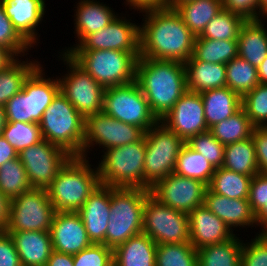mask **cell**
Returning <instances> with one entry per match:
<instances>
[{"instance_id":"cell-7","label":"cell","mask_w":267,"mask_h":266,"mask_svg":"<svg viewBox=\"0 0 267 266\" xmlns=\"http://www.w3.org/2000/svg\"><path fill=\"white\" fill-rule=\"evenodd\" d=\"M43 68L40 63L24 81L22 90L5 104L7 121H41L44 111L60 92L57 76L56 79L46 76Z\"/></svg>"},{"instance_id":"cell-17","label":"cell","mask_w":267,"mask_h":266,"mask_svg":"<svg viewBox=\"0 0 267 266\" xmlns=\"http://www.w3.org/2000/svg\"><path fill=\"white\" fill-rule=\"evenodd\" d=\"M117 16L110 24L88 34L72 51L119 50L140 53V24Z\"/></svg>"},{"instance_id":"cell-4","label":"cell","mask_w":267,"mask_h":266,"mask_svg":"<svg viewBox=\"0 0 267 266\" xmlns=\"http://www.w3.org/2000/svg\"><path fill=\"white\" fill-rule=\"evenodd\" d=\"M43 139L63 148L73 157H81L85 136V118L59 92L39 122Z\"/></svg>"},{"instance_id":"cell-6","label":"cell","mask_w":267,"mask_h":266,"mask_svg":"<svg viewBox=\"0 0 267 266\" xmlns=\"http://www.w3.org/2000/svg\"><path fill=\"white\" fill-rule=\"evenodd\" d=\"M150 190L111 187L110 216L105 245L114 249L129 238L142 233L143 213Z\"/></svg>"},{"instance_id":"cell-42","label":"cell","mask_w":267,"mask_h":266,"mask_svg":"<svg viewBox=\"0 0 267 266\" xmlns=\"http://www.w3.org/2000/svg\"><path fill=\"white\" fill-rule=\"evenodd\" d=\"M18 154L25 148L43 140L39 123L7 121L1 134Z\"/></svg>"},{"instance_id":"cell-34","label":"cell","mask_w":267,"mask_h":266,"mask_svg":"<svg viewBox=\"0 0 267 266\" xmlns=\"http://www.w3.org/2000/svg\"><path fill=\"white\" fill-rule=\"evenodd\" d=\"M252 177L224 167L216 168L210 184L213 193L232 199H248Z\"/></svg>"},{"instance_id":"cell-21","label":"cell","mask_w":267,"mask_h":266,"mask_svg":"<svg viewBox=\"0 0 267 266\" xmlns=\"http://www.w3.org/2000/svg\"><path fill=\"white\" fill-rule=\"evenodd\" d=\"M111 187L99 184L77 211L92 243L104 244L110 216Z\"/></svg>"},{"instance_id":"cell-19","label":"cell","mask_w":267,"mask_h":266,"mask_svg":"<svg viewBox=\"0 0 267 266\" xmlns=\"http://www.w3.org/2000/svg\"><path fill=\"white\" fill-rule=\"evenodd\" d=\"M50 235L53 250L60 253L74 255L92 244L77 212L56 211Z\"/></svg>"},{"instance_id":"cell-58","label":"cell","mask_w":267,"mask_h":266,"mask_svg":"<svg viewBox=\"0 0 267 266\" xmlns=\"http://www.w3.org/2000/svg\"><path fill=\"white\" fill-rule=\"evenodd\" d=\"M260 1V19L267 20V0H259Z\"/></svg>"},{"instance_id":"cell-22","label":"cell","mask_w":267,"mask_h":266,"mask_svg":"<svg viewBox=\"0 0 267 266\" xmlns=\"http://www.w3.org/2000/svg\"><path fill=\"white\" fill-rule=\"evenodd\" d=\"M190 243L196 250L225 242L232 238L235 232L204 205L195 208L189 214Z\"/></svg>"},{"instance_id":"cell-57","label":"cell","mask_w":267,"mask_h":266,"mask_svg":"<svg viewBox=\"0 0 267 266\" xmlns=\"http://www.w3.org/2000/svg\"><path fill=\"white\" fill-rule=\"evenodd\" d=\"M257 71L259 82L267 84V57L258 66Z\"/></svg>"},{"instance_id":"cell-60","label":"cell","mask_w":267,"mask_h":266,"mask_svg":"<svg viewBox=\"0 0 267 266\" xmlns=\"http://www.w3.org/2000/svg\"><path fill=\"white\" fill-rule=\"evenodd\" d=\"M189 1H193V0H170V7L174 8L179 3H184V2H189Z\"/></svg>"},{"instance_id":"cell-40","label":"cell","mask_w":267,"mask_h":266,"mask_svg":"<svg viewBox=\"0 0 267 266\" xmlns=\"http://www.w3.org/2000/svg\"><path fill=\"white\" fill-rule=\"evenodd\" d=\"M156 266H198L197 250L190 242L158 244Z\"/></svg>"},{"instance_id":"cell-29","label":"cell","mask_w":267,"mask_h":266,"mask_svg":"<svg viewBox=\"0 0 267 266\" xmlns=\"http://www.w3.org/2000/svg\"><path fill=\"white\" fill-rule=\"evenodd\" d=\"M200 95L208 128L229 118L242 107V98L227 86L207 90Z\"/></svg>"},{"instance_id":"cell-39","label":"cell","mask_w":267,"mask_h":266,"mask_svg":"<svg viewBox=\"0 0 267 266\" xmlns=\"http://www.w3.org/2000/svg\"><path fill=\"white\" fill-rule=\"evenodd\" d=\"M32 189L19 157L0 166V191L10 200Z\"/></svg>"},{"instance_id":"cell-20","label":"cell","mask_w":267,"mask_h":266,"mask_svg":"<svg viewBox=\"0 0 267 266\" xmlns=\"http://www.w3.org/2000/svg\"><path fill=\"white\" fill-rule=\"evenodd\" d=\"M45 2L46 0H1L13 27L33 48L40 43V34L37 30L40 29V24L47 12Z\"/></svg>"},{"instance_id":"cell-18","label":"cell","mask_w":267,"mask_h":266,"mask_svg":"<svg viewBox=\"0 0 267 266\" xmlns=\"http://www.w3.org/2000/svg\"><path fill=\"white\" fill-rule=\"evenodd\" d=\"M160 121L185 142L191 137L209 130L204 117V105L200 93L188 90Z\"/></svg>"},{"instance_id":"cell-15","label":"cell","mask_w":267,"mask_h":266,"mask_svg":"<svg viewBox=\"0 0 267 266\" xmlns=\"http://www.w3.org/2000/svg\"><path fill=\"white\" fill-rule=\"evenodd\" d=\"M18 157L26 169L32 188L47 189L73 156L63 148L43 139L23 149Z\"/></svg>"},{"instance_id":"cell-11","label":"cell","mask_w":267,"mask_h":266,"mask_svg":"<svg viewBox=\"0 0 267 266\" xmlns=\"http://www.w3.org/2000/svg\"><path fill=\"white\" fill-rule=\"evenodd\" d=\"M103 112L121 122L138 126L144 132L159 121L136 81L106 88Z\"/></svg>"},{"instance_id":"cell-45","label":"cell","mask_w":267,"mask_h":266,"mask_svg":"<svg viewBox=\"0 0 267 266\" xmlns=\"http://www.w3.org/2000/svg\"><path fill=\"white\" fill-rule=\"evenodd\" d=\"M186 143L208 160L215 169L223 166L225 145L209 130L191 137Z\"/></svg>"},{"instance_id":"cell-8","label":"cell","mask_w":267,"mask_h":266,"mask_svg":"<svg viewBox=\"0 0 267 266\" xmlns=\"http://www.w3.org/2000/svg\"><path fill=\"white\" fill-rule=\"evenodd\" d=\"M69 55L105 89L136 80V66L140 53L92 50L71 51Z\"/></svg>"},{"instance_id":"cell-52","label":"cell","mask_w":267,"mask_h":266,"mask_svg":"<svg viewBox=\"0 0 267 266\" xmlns=\"http://www.w3.org/2000/svg\"><path fill=\"white\" fill-rule=\"evenodd\" d=\"M126 6L134 9L135 11H139V13L148 11V10H155L160 8H167L170 6V0H125Z\"/></svg>"},{"instance_id":"cell-23","label":"cell","mask_w":267,"mask_h":266,"mask_svg":"<svg viewBox=\"0 0 267 266\" xmlns=\"http://www.w3.org/2000/svg\"><path fill=\"white\" fill-rule=\"evenodd\" d=\"M204 206L213 212L233 232L238 227L256 228L255 214L248 199H232L213 193L208 187L204 195Z\"/></svg>"},{"instance_id":"cell-35","label":"cell","mask_w":267,"mask_h":266,"mask_svg":"<svg viewBox=\"0 0 267 266\" xmlns=\"http://www.w3.org/2000/svg\"><path fill=\"white\" fill-rule=\"evenodd\" d=\"M254 126L241 107L229 118L209 128L212 135L223 145L243 141L252 137Z\"/></svg>"},{"instance_id":"cell-59","label":"cell","mask_w":267,"mask_h":266,"mask_svg":"<svg viewBox=\"0 0 267 266\" xmlns=\"http://www.w3.org/2000/svg\"><path fill=\"white\" fill-rule=\"evenodd\" d=\"M6 114H5V108L3 106H0V134H2V130L6 125Z\"/></svg>"},{"instance_id":"cell-27","label":"cell","mask_w":267,"mask_h":266,"mask_svg":"<svg viewBox=\"0 0 267 266\" xmlns=\"http://www.w3.org/2000/svg\"><path fill=\"white\" fill-rule=\"evenodd\" d=\"M264 20H247L240 28L237 38L238 56L256 68L267 57V29Z\"/></svg>"},{"instance_id":"cell-41","label":"cell","mask_w":267,"mask_h":266,"mask_svg":"<svg viewBox=\"0 0 267 266\" xmlns=\"http://www.w3.org/2000/svg\"><path fill=\"white\" fill-rule=\"evenodd\" d=\"M246 20L235 13L223 10L217 14L201 33V38L213 40H237L240 28Z\"/></svg>"},{"instance_id":"cell-2","label":"cell","mask_w":267,"mask_h":266,"mask_svg":"<svg viewBox=\"0 0 267 266\" xmlns=\"http://www.w3.org/2000/svg\"><path fill=\"white\" fill-rule=\"evenodd\" d=\"M135 81L159 121L187 91L185 65L177 61L139 57Z\"/></svg>"},{"instance_id":"cell-13","label":"cell","mask_w":267,"mask_h":266,"mask_svg":"<svg viewBox=\"0 0 267 266\" xmlns=\"http://www.w3.org/2000/svg\"><path fill=\"white\" fill-rule=\"evenodd\" d=\"M55 212L47 190L32 188L11 199L6 232L50 231Z\"/></svg>"},{"instance_id":"cell-33","label":"cell","mask_w":267,"mask_h":266,"mask_svg":"<svg viewBox=\"0 0 267 266\" xmlns=\"http://www.w3.org/2000/svg\"><path fill=\"white\" fill-rule=\"evenodd\" d=\"M22 61V62H21ZM40 64L38 60L28 59L13 62L8 68L0 70V106L5 104L23 88L24 81Z\"/></svg>"},{"instance_id":"cell-55","label":"cell","mask_w":267,"mask_h":266,"mask_svg":"<svg viewBox=\"0 0 267 266\" xmlns=\"http://www.w3.org/2000/svg\"><path fill=\"white\" fill-rule=\"evenodd\" d=\"M46 266H73V255L53 250Z\"/></svg>"},{"instance_id":"cell-47","label":"cell","mask_w":267,"mask_h":266,"mask_svg":"<svg viewBox=\"0 0 267 266\" xmlns=\"http://www.w3.org/2000/svg\"><path fill=\"white\" fill-rule=\"evenodd\" d=\"M246 241L243 240L240 266H267V232L260 230Z\"/></svg>"},{"instance_id":"cell-44","label":"cell","mask_w":267,"mask_h":266,"mask_svg":"<svg viewBox=\"0 0 267 266\" xmlns=\"http://www.w3.org/2000/svg\"><path fill=\"white\" fill-rule=\"evenodd\" d=\"M248 201L256 225L262 232H267V174L258 173L252 177Z\"/></svg>"},{"instance_id":"cell-37","label":"cell","mask_w":267,"mask_h":266,"mask_svg":"<svg viewBox=\"0 0 267 266\" xmlns=\"http://www.w3.org/2000/svg\"><path fill=\"white\" fill-rule=\"evenodd\" d=\"M193 56L199 61L227 64L238 56L237 40H213L197 36Z\"/></svg>"},{"instance_id":"cell-48","label":"cell","mask_w":267,"mask_h":266,"mask_svg":"<svg viewBox=\"0 0 267 266\" xmlns=\"http://www.w3.org/2000/svg\"><path fill=\"white\" fill-rule=\"evenodd\" d=\"M113 262V249L104 244L92 243L73 255V266H108Z\"/></svg>"},{"instance_id":"cell-1","label":"cell","mask_w":267,"mask_h":266,"mask_svg":"<svg viewBox=\"0 0 267 266\" xmlns=\"http://www.w3.org/2000/svg\"><path fill=\"white\" fill-rule=\"evenodd\" d=\"M141 13L140 57L185 63L193 56L196 36L175 8L169 6Z\"/></svg>"},{"instance_id":"cell-51","label":"cell","mask_w":267,"mask_h":266,"mask_svg":"<svg viewBox=\"0 0 267 266\" xmlns=\"http://www.w3.org/2000/svg\"><path fill=\"white\" fill-rule=\"evenodd\" d=\"M0 266H22L13 238L6 231L0 232Z\"/></svg>"},{"instance_id":"cell-56","label":"cell","mask_w":267,"mask_h":266,"mask_svg":"<svg viewBox=\"0 0 267 266\" xmlns=\"http://www.w3.org/2000/svg\"><path fill=\"white\" fill-rule=\"evenodd\" d=\"M18 57L8 48L0 45V70L8 68Z\"/></svg>"},{"instance_id":"cell-14","label":"cell","mask_w":267,"mask_h":266,"mask_svg":"<svg viewBox=\"0 0 267 266\" xmlns=\"http://www.w3.org/2000/svg\"><path fill=\"white\" fill-rule=\"evenodd\" d=\"M143 136L144 131L138 126L121 122L103 111L91 114L85 118V136L81 157L90 159L87 155L91 153L89 150L95 145L101 146L102 151H105L138 141Z\"/></svg>"},{"instance_id":"cell-31","label":"cell","mask_w":267,"mask_h":266,"mask_svg":"<svg viewBox=\"0 0 267 266\" xmlns=\"http://www.w3.org/2000/svg\"><path fill=\"white\" fill-rule=\"evenodd\" d=\"M237 235L198 249V266H240L243 240Z\"/></svg>"},{"instance_id":"cell-25","label":"cell","mask_w":267,"mask_h":266,"mask_svg":"<svg viewBox=\"0 0 267 266\" xmlns=\"http://www.w3.org/2000/svg\"><path fill=\"white\" fill-rule=\"evenodd\" d=\"M13 238L22 266H46L53 251L50 231L7 232Z\"/></svg>"},{"instance_id":"cell-10","label":"cell","mask_w":267,"mask_h":266,"mask_svg":"<svg viewBox=\"0 0 267 266\" xmlns=\"http://www.w3.org/2000/svg\"><path fill=\"white\" fill-rule=\"evenodd\" d=\"M60 53V54H59ZM59 59L66 65L67 73L57 77L60 92L86 118L103 111V88L68 53L58 52Z\"/></svg>"},{"instance_id":"cell-36","label":"cell","mask_w":267,"mask_h":266,"mask_svg":"<svg viewBox=\"0 0 267 266\" xmlns=\"http://www.w3.org/2000/svg\"><path fill=\"white\" fill-rule=\"evenodd\" d=\"M215 168L199 152L187 143L182 147L176 160L174 173L210 184Z\"/></svg>"},{"instance_id":"cell-38","label":"cell","mask_w":267,"mask_h":266,"mask_svg":"<svg viewBox=\"0 0 267 266\" xmlns=\"http://www.w3.org/2000/svg\"><path fill=\"white\" fill-rule=\"evenodd\" d=\"M226 83L242 98L260 83L257 68L237 56L226 64Z\"/></svg>"},{"instance_id":"cell-54","label":"cell","mask_w":267,"mask_h":266,"mask_svg":"<svg viewBox=\"0 0 267 266\" xmlns=\"http://www.w3.org/2000/svg\"><path fill=\"white\" fill-rule=\"evenodd\" d=\"M10 199L0 191V232L6 231L9 222Z\"/></svg>"},{"instance_id":"cell-28","label":"cell","mask_w":267,"mask_h":266,"mask_svg":"<svg viewBox=\"0 0 267 266\" xmlns=\"http://www.w3.org/2000/svg\"><path fill=\"white\" fill-rule=\"evenodd\" d=\"M157 244L146 234L129 238L113 249L117 266H156Z\"/></svg>"},{"instance_id":"cell-49","label":"cell","mask_w":267,"mask_h":266,"mask_svg":"<svg viewBox=\"0 0 267 266\" xmlns=\"http://www.w3.org/2000/svg\"><path fill=\"white\" fill-rule=\"evenodd\" d=\"M223 10L235 13L247 20H260L259 0H221Z\"/></svg>"},{"instance_id":"cell-50","label":"cell","mask_w":267,"mask_h":266,"mask_svg":"<svg viewBox=\"0 0 267 266\" xmlns=\"http://www.w3.org/2000/svg\"><path fill=\"white\" fill-rule=\"evenodd\" d=\"M252 140L260 174H267V127H254Z\"/></svg>"},{"instance_id":"cell-53","label":"cell","mask_w":267,"mask_h":266,"mask_svg":"<svg viewBox=\"0 0 267 266\" xmlns=\"http://www.w3.org/2000/svg\"><path fill=\"white\" fill-rule=\"evenodd\" d=\"M18 158V152L10 143L0 134V166L5 162Z\"/></svg>"},{"instance_id":"cell-46","label":"cell","mask_w":267,"mask_h":266,"mask_svg":"<svg viewBox=\"0 0 267 266\" xmlns=\"http://www.w3.org/2000/svg\"><path fill=\"white\" fill-rule=\"evenodd\" d=\"M0 45L10 49L18 58L28 55L31 46L19 35L4 11L0 0Z\"/></svg>"},{"instance_id":"cell-30","label":"cell","mask_w":267,"mask_h":266,"mask_svg":"<svg viewBox=\"0 0 267 266\" xmlns=\"http://www.w3.org/2000/svg\"><path fill=\"white\" fill-rule=\"evenodd\" d=\"M174 8L185 25L197 37L201 35L206 25L222 11L223 6L221 0H193L179 3Z\"/></svg>"},{"instance_id":"cell-9","label":"cell","mask_w":267,"mask_h":266,"mask_svg":"<svg viewBox=\"0 0 267 266\" xmlns=\"http://www.w3.org/2000/svg\"><path fill=\"white\" fill-rule=\"evenodd\" d=\"M144 136V183L151 188L158 180L174 172L176 160L186 142L161 121L144 132Z\"/></svg>"},{"instance_id":"cell-43","label":"cell","mask_w":267,"mask_h":266,"mask_svg":"<svg viewBox=\"0 0 267 266\" xmlns=\"http://www.w3.org/2000/svg\"><path fill=\"white\" fill-rule=\"evenodd\" d=\"M242 108L254 127H267V84L259 83L245 94Z\"/></svg>"},{"instance_id":"cell-24","label":"cell","mask_w":267,"mask_h":266,"mask_svg":"<svg viewBox=\"0 0 267 266\" xmlns=\"http://www.w3.org/2000/svg\"><path fill=\"white\" fill-rule=\"evenodd\" d=\"M99 0H78L74 14V33L77 42L71 47L62 49L70 53L88 34L95 33L110 24L119 14ZM112 9V10H111Z\"/></svg>"},{"instance_id":"cell-12","label":"cell","mask_w":267,"mask_h":266,"mask_svg":"<svg viewBox=\"0 0 267 266\" xmlns=\"http://www.w3.org/2000/svg\"><path fill=\"white\" fill-rule=\"evenodd\" d=\"M142 233L157 245L190 242L189 215L146 197Z\"/></svg>"},{"instance_id":"cell-26","label":"cell","mask_w":267,"mask_h":266,"mask_svg":"<svg viewBox=\"0 0 267 266\" xmlns=\"http://www.w3.org/2000/svg\"><path fill=\"white\" fill-rule=\"evenodd\" d=\"M184 65L188 91L202 93L227 86L226 64L199 61L192 56Z\"/></svg>"},{"instance_id":"cell-16","label":"cell","mask_w":267,"mask_h":266,"mask_svg":"<svg viewBox=\"0 0 267 266\" xmlns=\"http://www.w3.org/2000/svg\"><path fill=\"white\" fill-rule=\"evenodd\" d=\"M207 185L202 181L171 173L158 180L150 194L160 203L188 215L197 207L204 205Z\"/></svg>"},{"instance_id":"cell-61","label":"cell","mask_w":267,"mask_h":266,"mask_svg":"<svg viewBox=\"0 0 267 266\" xmlns=\"http://www.w3.org/2000/svg\"><path fill=\"white\" fill-rule=\"evenodd\" d=\"M108 266H117L114 262H112L110 265Z\"/></svg>"},{"instance_id":"cell-5","label":"cell","mask_w":267,"mask_h":266,"mask_svg":"<svg viewBox=\"0 0 267 266\" xmlns=\"http://www.w3.org/2000/svg\"><path fill=\"white\" fill-rule=\"evenodd\" d=\"M101 162L97 163L100 184L110 187L143 188L146 139L102 151Z\"/></svg>"},{"instance_id":"cell-3","label":"cell","mask_w":267,"mask_h":266,"mask_svg":"<svg viewBox=\"0 0 267 266\" xmlns=\"http://www.w3.org/2000/svg\"><path fill=\"white\" fill-rule=\"evenodd\" d=\"M82 157H72L46 189L55 211L77 212L100 184L98 167Z\"/></svg>"},{"instance_id":"cell-32","label":"cell","mask_w":267,"mask_h":266,"mask_svg":"<svg viewBox=\"0 0 267 266\" xmlns=\"http://www.w3.org/2000/svg\"><path fill=\"white\" fill-rule=\"evenodd\" d=\"M222 167L251 177L258 174V164L252 137L225 145Z\"/></svg>"}]
</instances>
